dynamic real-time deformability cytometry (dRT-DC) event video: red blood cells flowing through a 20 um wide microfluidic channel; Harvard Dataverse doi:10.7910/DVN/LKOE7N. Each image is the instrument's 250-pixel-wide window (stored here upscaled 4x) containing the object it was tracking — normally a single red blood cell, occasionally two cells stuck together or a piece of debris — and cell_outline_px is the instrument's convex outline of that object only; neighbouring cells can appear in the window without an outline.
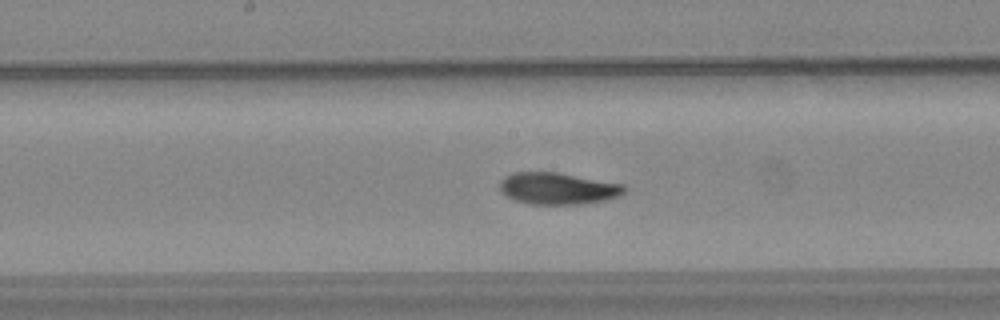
{"species": "common noctule bat (a hibernating species)", "species_latin": "Nyctalus noctula", "temperature_condition": "warm", "stored_images_in_passage": 54, "camera_frame_rate_fps": 3000, "um_per_image_px": 0.085, "animal": {"sex": "female", "body_mass_g": 24.6, "forearm_length_mm": 56.2}, "frame": {"image": 1, "passage_image": 27, "time_ms": 8.667, "image_size_px": [1000, 320], "cell_outline_px": [[628, 188], [624, 192], [616, 196], [604, 200], [580, 204], [528, 204], [516, 200], [500, 192], [500, 180], [504, 176], [512, 172], [556, 172], [624, 184]], "centroid_in_image_um": [47.39, 16.01], "position_along_channel_um": 200.8, "area_um2": 23.0}}
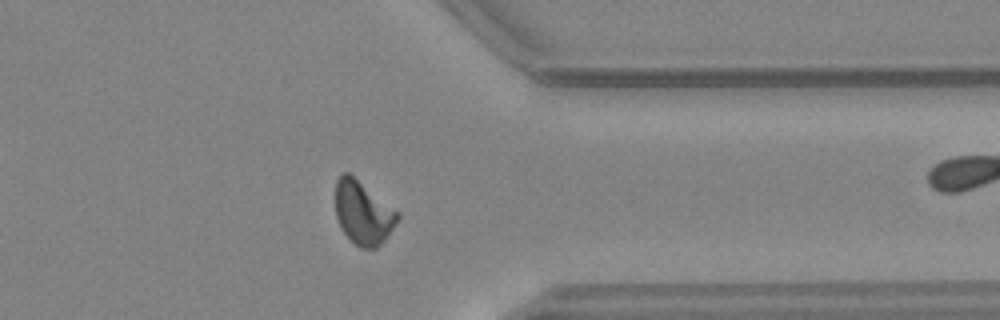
{"frame": {"image": 2, "passage_image": 42, "time_ms": 13.667, "image_size_px": [1000, 320], "cell_outline_px": [[400, 216], [384, 240], [376, 248], [360, 248], [344, 232], [336, 216], [336, 180], [340, 172], [348, 172], [400, 212]], "centroid_in_image_um": [30.86, 18.05], "position_along_channel_um": 380.5, "area_um2": 22.66}}
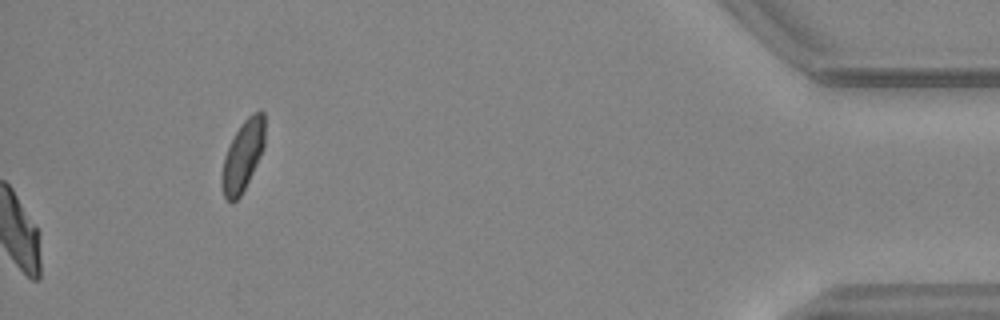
{"frame": {"image": 3, "passage_image": 54, "time_ms": 17.667, "image_size_px": [1000, 320], "cell_outline_px": [[264, 148], [240, 196], [232, 204], [224, 196], [220, 184], [220, 180], [224, 156], [240, 124], [252, 112], [260, 108], [264, 112]], "centroid_in_image_um": [20.63, 13.21], "position_along_channel_um": 414.6, "area_um2": 17.63}, "authors_computed_cell_mechanics": {"area_um2": 22.6576, "velocity_mm_per_s": 3.7498, "shape_relaxation_time_tau1_ms": 4.7509, "shape_relaxation_time_tau2_ms": 8.6973, "deformation_change_tau1": 0.1811, "deformation_change_tau2": 0.0931}}